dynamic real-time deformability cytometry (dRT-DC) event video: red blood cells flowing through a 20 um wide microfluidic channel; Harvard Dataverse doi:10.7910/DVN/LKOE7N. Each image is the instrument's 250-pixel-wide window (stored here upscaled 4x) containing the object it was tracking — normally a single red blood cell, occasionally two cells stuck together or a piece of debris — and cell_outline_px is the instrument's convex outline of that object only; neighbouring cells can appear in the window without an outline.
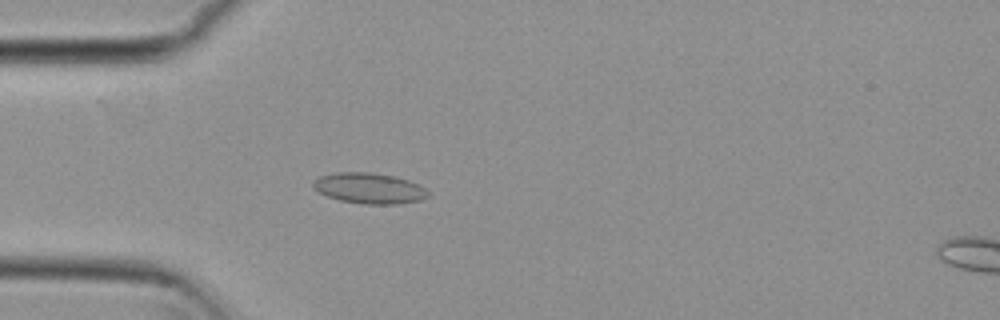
{"species": "common noctule bat (a hibernating species)", "species_latin": "Nyctalus noctula", "temperature_condition": "cold", "stored_images_in_passage": 52, "camera_frame_rate_fps": 3000, "um_per_image_px": 0.085, "animal": {"sex": "female", "body_mass_g": 29.2, "forearm_length_mm": 56.3}, "frame": {"image": 1, "passage_image": 14, "time_ms": 4.333, "image_size_px": [1000, 320], "cell_outline_px": [[432, 196], [420, 200], [400, 204], [364, 204], [340, 200], [328, 196], [312, 188], [312, 180], [320, 176], [336, 172], [368, 172], [392, 176], [408, 180], [424, 188]], "centroid_in_image_um": [31.37, 16.0], "position_along_channel_um": 53.6, "area_um2": 20.52}}
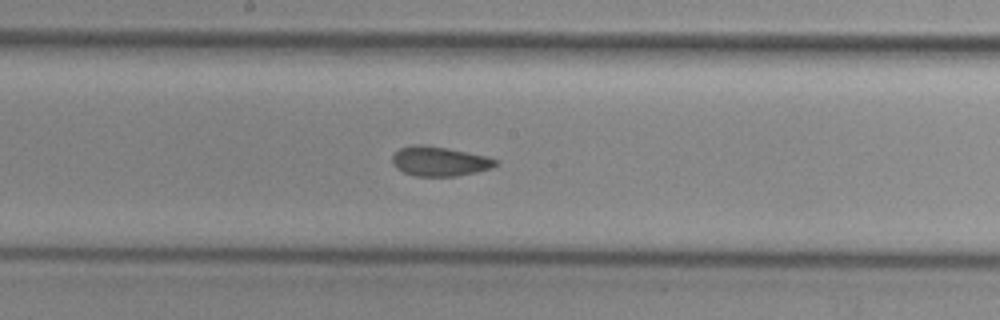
{"frame": {"image": 2, "passage_image": 27, "time_ms": 8.667, "image_size_px": [1000, 320], "cell_outline_px": [[500, 164], [492, 168], [476, 172], [456, 176], [416, 176], [404, 172], [396, 168], [392, 164], [392, 156], [400, 148], [416, 144], [424, 144], [448, 148], [488, 156], [500, 160]], "centroid_in_image_um": [37.4, 13.7], "position_along_channel_um": 210.8, "area_um2": 18.03}}
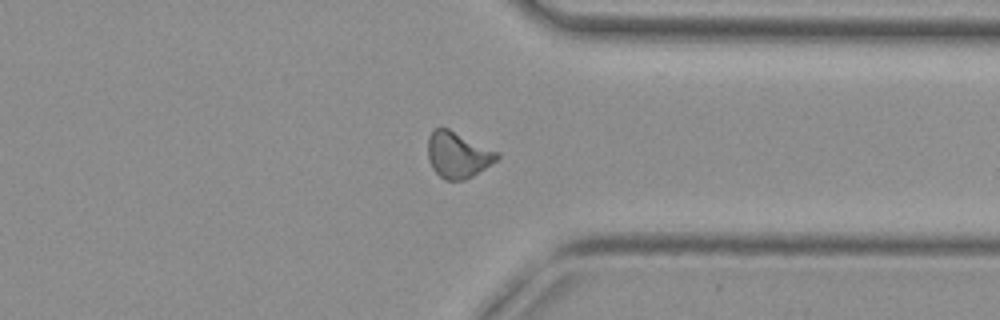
{"frame": {"image": 3, "passage_image": 40, "time_ms": 13.0, "image_size_px": [1000, 320], "cell_outline_px": [[500, 156], [496, 160], [472, 176], [464, 180], [444, 180], [432, 168], [428, 160], [428, 136], [436, 128], [448, 128], [500, 152]], "centroid_in_image_um": [38.91, 13.16], "position_along_channel_um": 372.5, "area_um2": 18.5}, "authors_computed_cell_mechanics": {"area_um2": 18.2359, "velocity_mm_per_s": 3.7903, "shape_relaxation_time_tau1_ms": null, "shape_relaxation_time_tau2_ms": 1.6886, "deformation_change_tau1": null, "deformation_change_tau2": 0.0601}}